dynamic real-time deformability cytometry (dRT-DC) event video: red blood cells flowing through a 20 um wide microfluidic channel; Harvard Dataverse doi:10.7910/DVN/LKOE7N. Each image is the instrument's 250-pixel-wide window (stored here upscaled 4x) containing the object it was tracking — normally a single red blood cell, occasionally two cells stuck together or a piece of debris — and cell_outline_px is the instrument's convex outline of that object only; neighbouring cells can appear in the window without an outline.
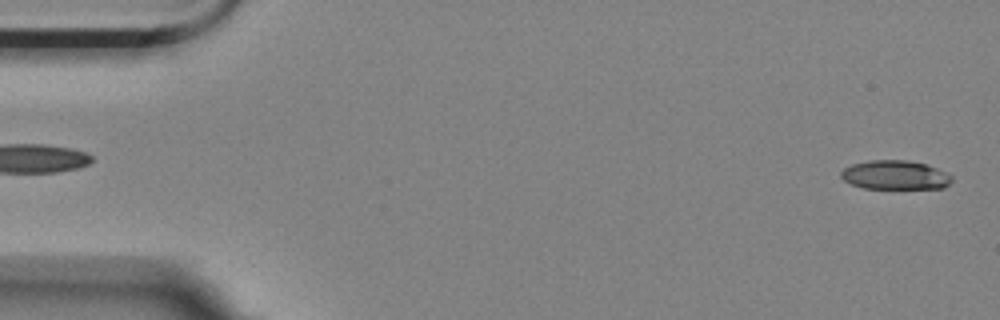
{"species": "Egyptian fruit bat (a non-hibernating species)", "species_latin": "Rousettus aegyptiacus", "temperature_condition": "room temperature", "stored_images_in_passage": 4, "segment_of_instrument_passage": [2, 2], "camera_frame_rate_fps": 3000, "um_per_image_px": 0.085, "animal": {"sex": "female"}, "frame": {"image": 1, "passage_image": 4, "time_ms": 1.0, "image_size_px": [1000, 320], "cell_outline_px": [[952, 180], [944, 188], [864, 188], [852, 184], [844, 180], [840, 176], [840, 172], [844, 168], [852, 164], [868, 160], [904, 160], [924, 164], [936, 168], [952, 176]], "centroid_in_image_um": [76.05, 14.87], "position_along_channel_um": 8.9, "area_um2": 18.55}}